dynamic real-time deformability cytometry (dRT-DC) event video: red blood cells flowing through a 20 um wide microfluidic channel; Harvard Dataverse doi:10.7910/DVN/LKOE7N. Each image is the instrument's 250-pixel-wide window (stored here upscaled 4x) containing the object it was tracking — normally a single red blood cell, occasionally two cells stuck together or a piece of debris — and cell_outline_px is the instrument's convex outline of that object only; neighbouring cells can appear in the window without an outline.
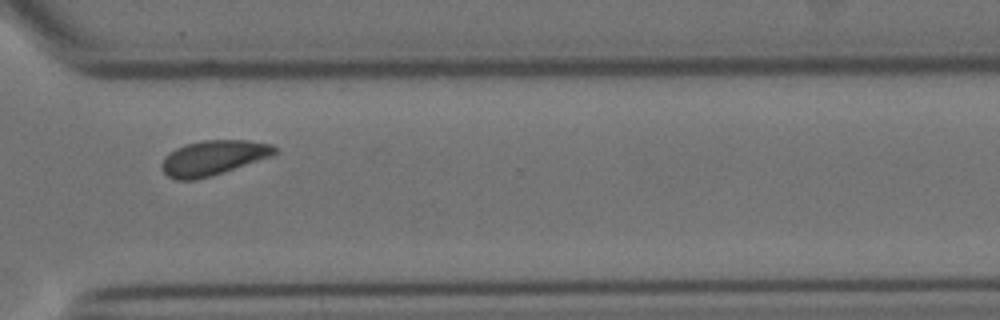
{"species": "Egyptian fruit bat (a non-hibernating species)", "species_latin": "Rousettus aegyptiacus", "temperature_condition": "cold", "stored_images_in_passage": 16, "camera_frame_rate_fps": 3000, "um_per_image_px": 0.085, "animal": {"sex": "female"}, "frame": {"image": 1, "passage_image": 12, "time_ms": 14.333, "image_size_px": [1000, 320], "cell_outline_px": [[280, 148], [272, 156], [196, 180], [176, 180], [168, 176], [160, 168], [160, 164], [164, 156], [168, 152], [184, 144], [204, 140], [248, 140], [272, 144]], "centroid_in_image_um": [18.1, 13.4], "position_along_channel_um": 352.5, "area_um2": 23.0}}
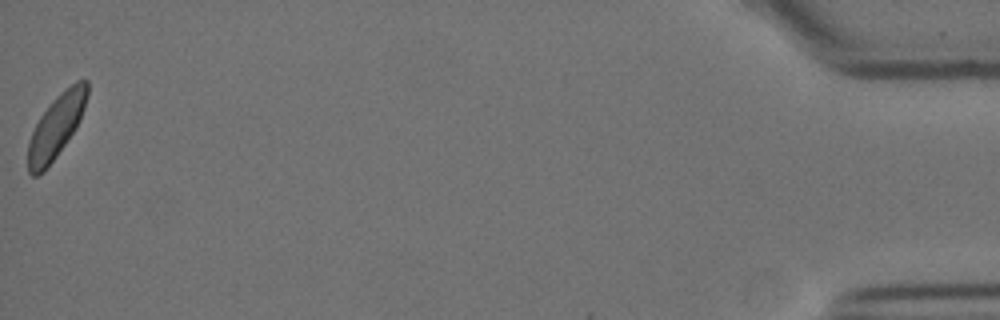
{"frame": {"image": 2, "passage_image": 16, "time_ms": 19.333, "image_size_px": [1000, 320], "cell_outline_px": [[88, 96], [80, 120], [76, 128], [56, 156], [44, 172], [36, 176], [32, 176], [28, 172], [28, 140], [40, 116], [52, 100], [64, 88], [76, 80], [88, 80]], "centroid_in_image_um": [4.78, 10.72], "position_along_channel_um": 430.4, "area_um2": 21.91}, "authors_computed_cell_mechanics": {"area_um2": 21.8484, "velocity_mm_per_s": 2.9901, "shape_relaxation_time_tau1_ms": 2.005, "shape_relaxation_time_tau2_ms": 0.629, "deformation_change_tau1": 0.1455, "deformation_change_tau2": 0.0396}}